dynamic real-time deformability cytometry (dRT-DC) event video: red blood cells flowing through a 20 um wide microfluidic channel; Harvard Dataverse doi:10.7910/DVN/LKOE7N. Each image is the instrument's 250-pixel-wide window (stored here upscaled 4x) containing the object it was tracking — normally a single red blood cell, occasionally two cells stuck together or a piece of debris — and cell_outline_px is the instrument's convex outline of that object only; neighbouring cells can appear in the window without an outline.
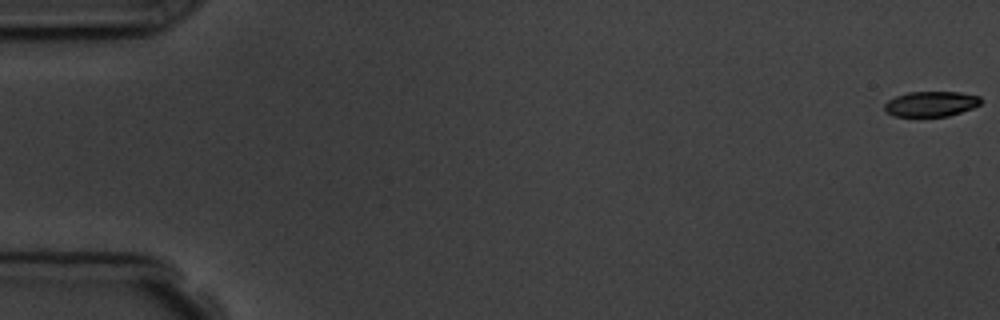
{"species": "common noctule bat (a hibernating species)", "species_latin": "Nyctalus noctula", "temperature_condition": "room temperature", "stored_images_in_passage": 6, "camera_frame_rate_fps": 3000, "um_per_image_px": 0.085, "animal": {"sex": "male", "body_mass_g": 19.5, "forearm_length_mm": 54.6}, "frame": {"image": 1, "passage_image": 1, "time_ms": 0.0, "image_size_px": [1000, 320], "cell_outline_px": [[980, 104], [972, 108], [948, 116], [892, 116], [884, 108], [884, 104], [888, 100], [896, 96], [908, 92], [960, 92], [980, 96]], "centroid_in_image_um": [79.12, 8.82], "position_along_channel_um": 5.9, "area_um2": 14.05}}
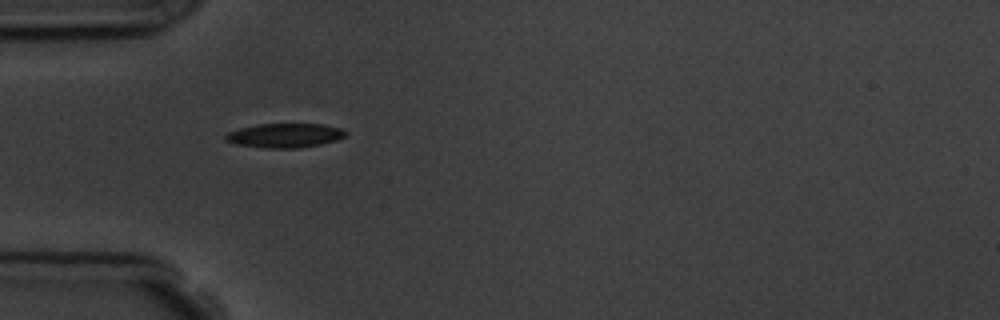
{"frame": {"image": 2, "passage_image": 5, "time_ms": 5.667, "image_size_px": [1000, 320], "cell_outline_px": [[344, 136], [336, 140], [320, 144], [296, 148], [264, 148], [236, 144], [224, 140], [224, 136], [228, 132], [240, 128], [260, 124], [324, 124], [340, 128], [344, 132]], "centroid_in_image_um": [24.15, 11.51], "position_along_channel_um": 60.8, "area_um2": 16.76}}